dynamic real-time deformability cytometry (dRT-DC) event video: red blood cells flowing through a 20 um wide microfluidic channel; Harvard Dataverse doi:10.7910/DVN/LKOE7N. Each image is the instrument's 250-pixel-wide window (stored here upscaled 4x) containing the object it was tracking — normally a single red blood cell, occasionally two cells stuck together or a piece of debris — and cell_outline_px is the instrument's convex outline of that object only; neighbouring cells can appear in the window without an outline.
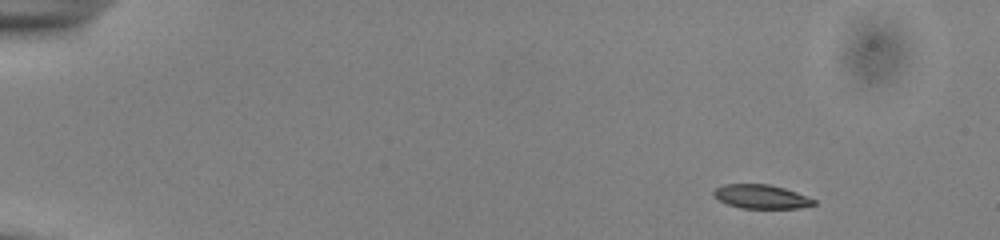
{"species": "common noctule bat (a hibernating species)", "species_latin": "Nyctalus noctula", "temperature_condition": "cold", "stored_images_in_passage": 48, "camera_frame_rate_fps": 3000, "um_per_image_px": 0.085, "animal": {"sex": "male", "body_mass_g": 13.0, "forearm_length_mm": 53.1}, "frame": {"image": 1, "passage_image": 1, "time_ms": 0.0, "image_size_px": [1000, 240], "cell_outline_px": [[816, 204], [800, 208], [740, 208], [728, 204], [712, 196], [712, 192], [716, 188], [724, 184], [768, 184], [784, 188], [808, 196], [816, 200]], "centroid_in_image_um": [64.7, 16.71], "position_along_channel_um": 20.3, "area_um2": 13.99}}
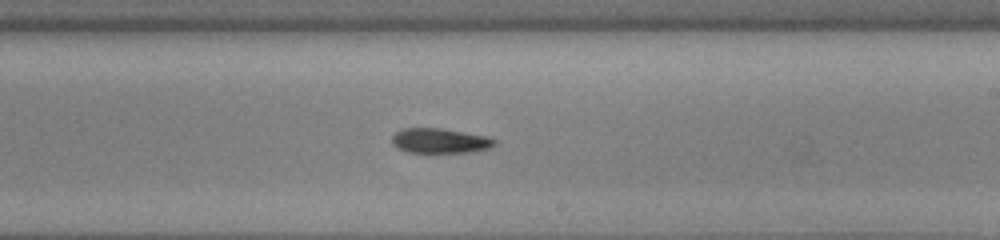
{"frame": {"image": 2, "passage_image": 28, "time_ms": 9.0, "image_size_px": [1000, 240], "cell_outline_px": [[496, 144], [492, 148], [468, 152], [408, 152], [392, 144], [392, 136], [400, 128], [440, 128], [488, 136], [496, 140]], "centroid_in_image_um": [37.42, 11.95], "position_along_channel_um": 251.6, "area_um2": 14.85}}
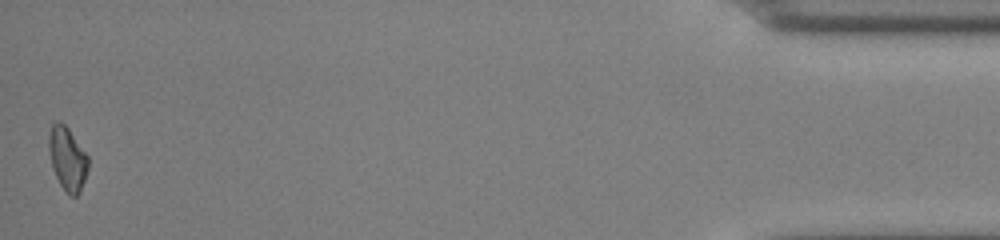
{"frame": {"image": 3, "passage_image": 48, "time_ms": 15.667, "image_size_px": [1000, 240], "cell_outline_px": [[88, 168], [80, 192], [76, 196], [68, 196], [60, 184], [52, 168], [48, 148], [48, 136], [52, 124], [56, 120], [60, 120], [68, 128], [88, 156]], "centroid_in_image_um": [5.71, 13.48], "position_along_channel_um": 429.5, "area_um2": 14.62}}